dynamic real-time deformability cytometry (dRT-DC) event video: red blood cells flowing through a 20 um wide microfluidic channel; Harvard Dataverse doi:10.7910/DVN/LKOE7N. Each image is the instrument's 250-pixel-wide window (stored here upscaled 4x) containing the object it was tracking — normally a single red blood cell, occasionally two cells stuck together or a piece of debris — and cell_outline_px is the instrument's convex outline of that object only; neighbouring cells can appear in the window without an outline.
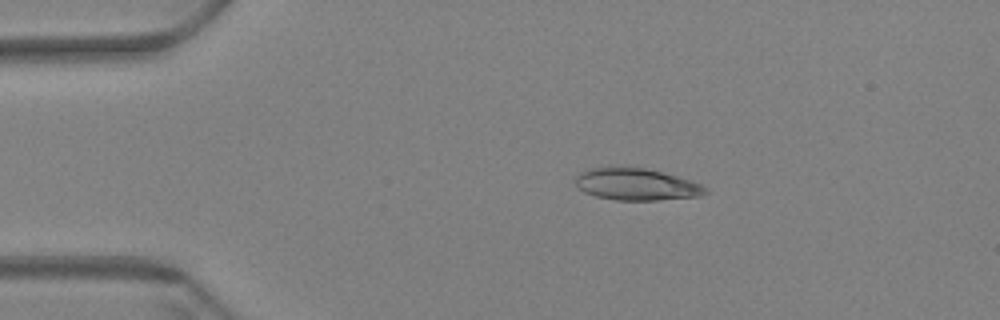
{"species": "Egyptian fruit bat (a non-hibernating species)", "species_latin": "Rousettus aegyptiacus", "temperature_condition": "warm", "stored_images_in_passage": 59, "camera_frame_rate_fps": 3000, "um_per_image_px": 0.085, "animal": {"sex": "female"}, "frame": {"image": 1, "passage_image": 11, "time_ms": 3.333, "image_size_px": [1000, 320], "cell_outline_px": [[708, 192], [700, 196], [656, 200], [616, 200], [596, 196], [584, 192], [576, 184], [576, 176], [580, 172], [588, 168], [644, 168], [692, 180], [708, 188]], "centroid_in_image_um": [54.11, 15.68], "position_along_channel_um": 30.9, "area_um2": 23.81}}
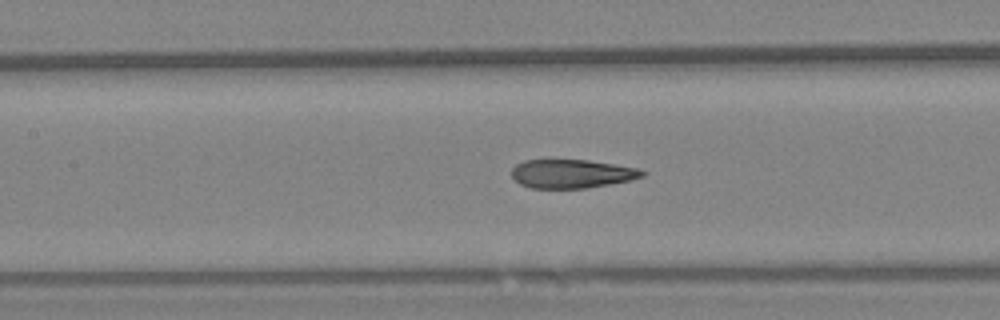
{"frame": {"image": 2, "passage_image": 27, "time_ms": 8.667, "image_size_px": [1000, 320], "cell_outline_px": [[648, 172], [644, 176], [632, 180], [588, 188], [532, 188], [520, 184], [512, 176], [512, 168], [516, 164], [524, 160], [588, 160], [640, 168]], "centroid_in_image_um": [48.65, 14.77], "position_along_channel_um": 158.7, "area_um2": 21.96}}
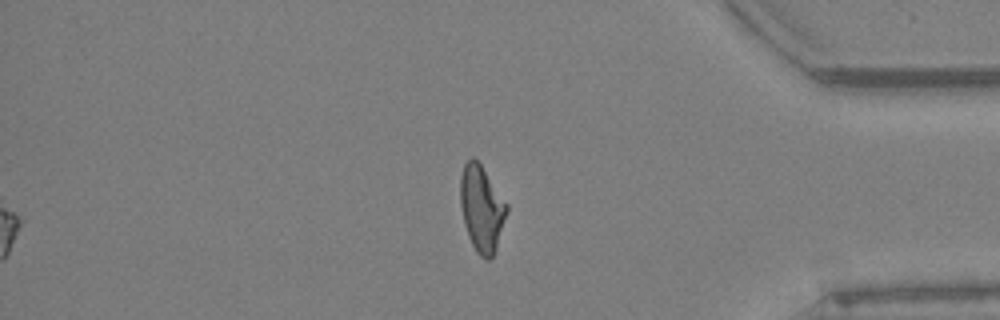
{"frame": {"image": 3, "passage_image": 50, "time_ms": 16.333, "image_size_px": [1000, 320], "cell_outline_px": [[508, 212], [496, 248], [492, 256], [488, 260], [484, 260], [476, 252], [468, 236], [464, 224], [460, 204], [460, 176], [464, 164], [472, 156], [480, 164], [508, 204]], "centroid_in_image_um": [40.94, 17.74], "position_along_channel_um": 394.3, "area_um2": 23.29}, "authors_computed_cell_mechanics": {"area_um2": 23.0044, "velocity_mm_per_s": 3.4176, "shape_relaxation_time_tau1_ms": null, "shape_relaxation_time_tau2_ms": 1.6694, "deformation_change_tau1": null, "deformation_change_tau2": 0.0919}}